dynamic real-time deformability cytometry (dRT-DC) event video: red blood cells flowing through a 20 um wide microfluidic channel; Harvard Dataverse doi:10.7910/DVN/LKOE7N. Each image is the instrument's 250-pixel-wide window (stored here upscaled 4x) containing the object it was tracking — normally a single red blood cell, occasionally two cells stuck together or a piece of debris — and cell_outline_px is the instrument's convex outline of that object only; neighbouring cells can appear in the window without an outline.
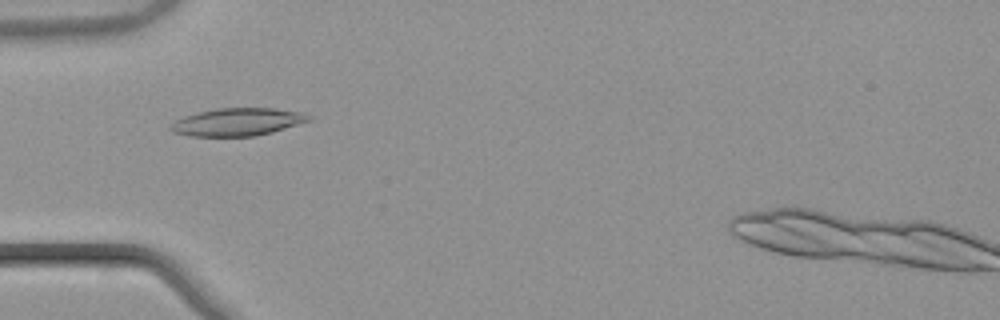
{"species": "common noctule bat (a hibernating species)", "species_latin": "Nyctalus noctula", "temperature_condition": "warm", "stored_images_in_passage": 53, "camera_frame_rate_fps": 3000, "um_per_image_px": 0.085, "animal": {"sex": "male", "body_mass_g": 21.5, "forearm_length_mm": 52.0}, "frame": {"image": 1, "passage_image": 17, "time_ms": 5.333, "image_size_px": [1000, 320], "cell_outline_px": [[312, 120], [272, 132], [256, 136], [188, 136], [172, 132], [168, 128], [176, 120], [184, 116], [196, 112], [216, 108], [276, 108], [304, 112], [312, 116]], "centroid_in_image_um": [20.2, 10.36], "position_along_channel_um": 64.8, "area_um2": 22.54}}
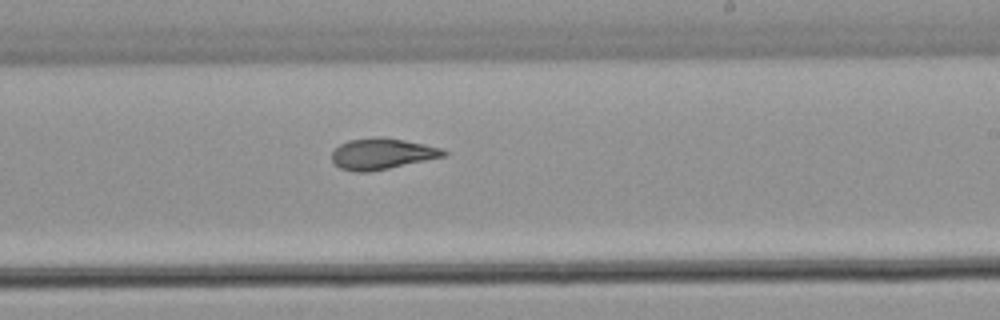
{"frame": {"image": 2, "passage_image": 32, "time_ms": 10.333, "image_size_px": [1000, 320], "cell_outline_px": [[448, 156], [368, 172], [356, 172], [340, 168], [332, 160], [332, 152], [340, 144], [348, 140], [376, 136], [404, 140], [424, 144], [440, 148], [448, 152]], "centroid_in_image_um": [32.48, 13.07], "position_along_channel_um": 256.5, "area_um2": 20.17}}
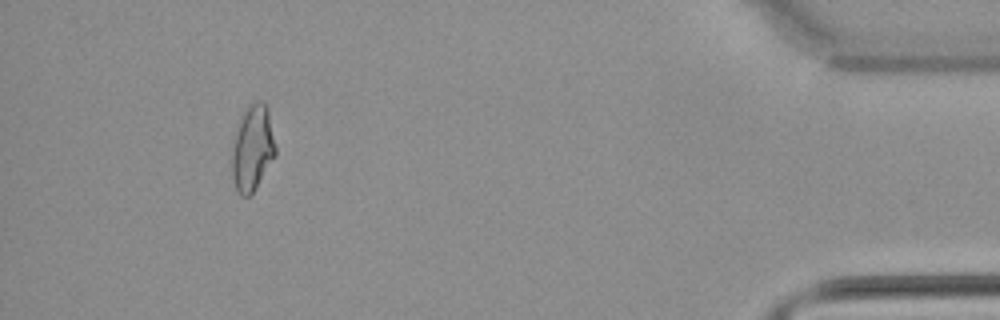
{"frame": {"image": 3, "passage_image": 49, "time_ms": 16.0, "image_size_px": [1000, 320], "cell_outline_px": [[276, 156], [252, 192], [248, 196], [240, 196], [236, 192], [232, 180], [232, 136], [236, 124], [244, 108], [248, 104], [256, 100], [260, 100], [268, 108], [276, 144]], "centroid_in_image_um": [21.43, 12.54], "position_along_channel_um": 413.8, "area_um2": 22.48}}